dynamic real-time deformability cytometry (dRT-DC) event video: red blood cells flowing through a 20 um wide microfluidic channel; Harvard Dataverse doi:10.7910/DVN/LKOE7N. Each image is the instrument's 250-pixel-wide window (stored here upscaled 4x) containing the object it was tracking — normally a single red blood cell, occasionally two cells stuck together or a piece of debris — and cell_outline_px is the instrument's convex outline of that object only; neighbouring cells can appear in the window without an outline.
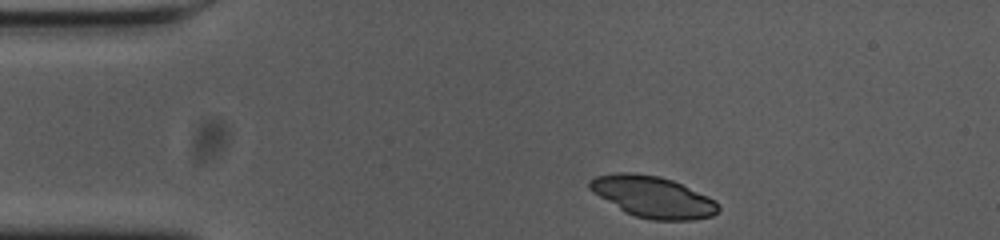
{"species": "common noctule bat (a hibernating species)", "species_latin": "Nyctalus noctula", "temperature_condition": "cold", "stored_images_in_passage": 38, "camera_frame_rate_fps": 3000, "um_per_image_px": 0.085, "animal": {"sex": "female", "body_mass_g": 23.0, "forearm_length_mm": 53.4}, "frame": {"image": 1, "passage_image": 1, "time_ms": 0.0, "image_size_px": [1000, 240], "cell_outline_px": [[720, 208], [712, 216], [692, 220], [652, 220], [636, 216], [624, 212], [592, 192], [588, 188], [588, 180], [596, 176], [616, 172], [628, 172], [660, 176], [672, 180], [708, 196], [716, 200], [720, 204]], "centroid_in_image_um": [55.48, 16.73], "position_along_channel_um": 29.5, "area_um2": 31.1}}